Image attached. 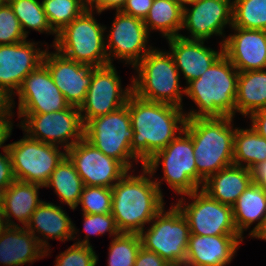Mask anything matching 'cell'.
Listing matches in <instances>:
<instances>
[{"instance_id": "cell-1", "label": "cell", "mask_w": 266, "mask_h": 266, "mask_svg": "<svg viewBox=\"0 0 266 266\" xmlns=\"http://www.w3.org/2000/svg\"><path fill=\"white\" fill-rule=\"evenodd\" d=\"M127 106L133 129L131 151L143 166L184 130L186 116L183 108L147 101L134 93L130 95Z\"/></svg>"}, {"instance_id": "cell-2", "label": "cell", "mask_w": 266, "mask_h": 266, "mask_svg": "<svg viewBox=\"0 0 266 266\" xmlns=\"http://www.w3.org/2000/svg\"><path fill=\"white\" fill-rule=\"evenodd\" d=\"M142 168L141 175L135 176L128 171L111 188V214L121 233L139 234L164 208V195L151 180L154 178L150 172L144 166Z\"/></svg>"}, {"instance_id": "cell-3", "label": "cell", "mask_w": 266, "mask_h": 266, "mask_svg": "<svg viewBox=\"0 0 266 266\" xmlns=\"http://www.w3.org/2000/svg\"><path fill=\"white\" fill-rule=\"evenodd\" d=\"M239 71L222 54L198 79L188 82L185 94L198 107L186 118L234 117Z\"/></svg>"}, {"instance_id": "cell-4", "label": "cell", "mask_w": 266, "mask_h": 266, "mask_svg": "<svg viewBox=\"0 0 266 266\" xmlns=\"http://www.w3.org/2000/svg\"><path fill=\"white\" fill-rule=\"evenodd\" d=\"M233 117L186 118L184 130L191 136L197 173L206 180L233 164Z\"/></svg>"}, {"instance_id": "cell-5", "label": "cell", "mask_w": 266, "mask_h": 266, "mask_svg": "<svg viewBox=\"0 0 266 266\" xmlns=\"http://www.w3.org/2000/svg\"><path fill=\"white\" fill-rule=\"evenodd\" d=\"M138 75L132 79L133 93L147 101L183 108L185 89L180 87V73L171 54L151 49L134 67Z\"/></svg>"}, {"instance_id": "cell-6", "label": "cell", "mask_w": 266, "mask_h": 266, "mask_svg": "<svg viewBox=\"0 0 266 266\" xmlns=\"http://www.w3.org/2000/svg\"><path fill=\"white\" fill-rule=\"evenodd\" d=\"M159 164H162L164 177L161 180L155 178L154 181L162 195L160 186L163 180L182 196L198 190L204 184L205 180L197 173L192 138L185 130L178 133L164 149L155 153L143 166L154 176Z\"/></svg>"}, {"instance_id": "cell-7", "label": "cell", "mask_w": 266, "mask_h": 266, "mask_svg": "<svg viewBox=\"0 0 266 266\" xmlns=\"http://www.w3.org/2000/svg\"><path fill=\"white\" fill-rule=\"evenodd\" d=\"M106 29L93 17V10L86 9L57 33L53 46L77 63L103 67L109 65L104 35Z\"/></svg>"}, {"instance_id": "cell-8", "label": "cell", "mask_w": 266, "mask_h": 266, "mask_svg": "<svg viewBox=\"0 0 266 266\" xmlns=\"http://www.w3.org/2000/svg\"><path fill=\"white\" fill-rule=\"evenodd\" d=\"M84 139L106 156L120 161L129 171L134 160L141 162L131 151L133 129L127 104L89 120L84 125Z\"/></svg>"}, {"instance_id": "cell-9", "label": "cell", "mask_w": 266, "mask_h": 266, "mask_svg": "<svg viewBox=\"0 0 266 266\" xmlns=\"http://www.w3.org/2000/svg\"><path fill=\"white\" fill-rule=\"evenodd\" d=\"M150 224L139 233L143 248L157 253L167 263L186 258L190 229L175 204L167 211L163 208Z\"/></svg>"}, {"instance_id": "cell-10", "label": "cell", "mask_w": 266, "mask_h": 266, "mask_svg": "<svg viewBox=\"0 0 266 266\" xmlns=\"http://www.w3.org/2000/svg\"><path fill=\"white\" fill-rule=\"evenodd\" d=\"M59 147L30 138L27 134L8 144L15 179L44 187L53 170L66 156V151L59 150Z\"/></svg>"}, {"instance_id": "cell-11", "label": "cell", "mask_w": 266, "mask_h": 266, "mask_svg": "<svg viewBox=\"0 0 266 266\" xmlns=\"http://www.w3.org/2000/svg\"><path fill=\"white\" fill-rule=\"evenodd\" d=\"M18 118L22 119L20 128L30 138L57 146L60 144L65 151L84 138V124L76 106L70 105L52 113L18 114Z\"/></svg>"}, {"instance_id": "cell-12", "label": "cell", "mask_w": 266, "mask_h": 266, "mask_svg": "<svg viewBox=\"0 0 266 266\" xmlns=\"http://www.w3.org/2000/svg\"><path fill=\"white\" fill-rule=\"evenodd\" d=\"M186 196L193 199L191 203H186L183 201L186 200L185 197H181L175 205L187 219L190 234L239 235L234 223L232 206L218 202L202 189Z\"/></svg>"}, {"instance_id": "cell-13", "label": "cell", "mask_w": 266, "mask_h": 266, "mask_svg": "<svg viewBox=\"0 0 266 266\" xmlns=\"http://www.w3.org/2000/svg\"><path fill=\"white\" fill-rule=\"evenodd\" d=\"M114 64L93 69V78L84 102L79 107L81 119L85 125L89 120L118 110L127 104L133 93L132 82L125 89L121 87Z\"/></svg>"}, {"instance_id": "cell-14", "label": "cell", "mask_w": 266, "mask_h": 266, "mask_svg": "<svg viewBox=\"0 0 266 266\" xmlns=\"http://www.w3.org/2000/svg\"><path fill=\"white\" fill-rule=\"evenodd\" d=\"M84 186L112 188L129 170L118 160L106 156L86 139L66 150Z\"/></svg>"}, {"instance_id": "cell-15", "label": "cell", "mask_w": 266, "mask_h": 266, "mask_svg": "<svg viewBox=\"0 0 266 266\" xmlns=\"http://www.w3.org/2000/svg\"><path fill=\"white\" fill-rule=\"evenodd\" d=\"M106 35L109 64L114 57L134 67L153 47L148 44L149 33L142 19L116 11L115 19Z\"/></svg>"}, {"instance_id": "cell-16", "label": "cell", "mask_w": 266, "mask_h": 266, "mask_svg": "<svg viewBox=\"0 0 266 266\" xmlns=\"http://www.w3.org/2000/svg\"><path fill=\"white\" fill-rule=\"evenodd\" d=\"M14 95L19 99L18 114L52 113L70 106L44 63L25 77Z\"/></svg>"}, {"instance_id": "cell-17", "label": "cell", "mask_w": 266, "mask_h": 266, "mask_svg": "<svg viewBox=\"0 0 266 266\" xmlns=\"http://www.w3.org/2000/svg\"><path fill=\"white\" fill-rule=\"evenodd\" d=\"M191 9L183 8V26L191 35L180 34L185 39L206 41L213 35L224 36L223 44L226 36L224 35V27L232 26L233 1L231 0H197L193 3Z\"/></svg>"}, {"instance_id": "cell-18", "label": "cell", "mask_w": 266, "mask_h": 266, "mask_svg": "<svg viewBox=\"0 0 266 266\" xmlns=\"http://www.w3.org/2000/svg\"><path fill=\"white\" fill-rule=\"evenodd\" d=\"M36 45L38 43L27 39L15 44L0 45V91L11 99V106L15 105L12 97L25 77L43 63L46 49L41 50Z\"/></svg>"}, {"instance_id": "cell-19", "label": "cell", "mask_w": 266, "mask_h": 266, "mask_svg": "<svg viewBox=\"0 0 266 266\" xmlns=\"http://www.w3.org/2000/svg\"><path fill=\"white\" fill-rule=\"evenodd\" d=\"M55 51L50 53L46 50L43 63L66 101L72 106L80 107L85 100L95 67L77 63Z\"/></svg>"}, {"instance_id": "cell-20", "label": "cell", "mask_w": 266, "mask_h": 266, "mask_svg": "<svg viewBox=\"0 0 266 266\" xmlns=\"http://www.w3.org/2000/svg\"><path fill=\"white\" fill-rule=\"evenodd\" d=\"M234 34L226 37L223 54L239 72L266 69V30L231 27Z\"/></svg>"}, {"instance_id": "cell-21", "label": "cell", "mask_w": 266, "mask_h": 266, "mask_svg": "<svg viewBox=\"0 0 266 266\" xmlns=\"http://www.w3.org/2000/svg\"><path fill=\"white\" fill-rule=\"evenodd\" d=\"M169 53L179 73L184 75L186 84L198 79L222 54L221 50L216 51L204 45L205 41L185 39L181 36L167 39Z\"/></svg>"}, {"instance_id": "cell-22", "label": "cell", "mask_w": 266, "mask_h": 266, "mask_svg": "<svg viewBox=\"0 0 266 266\" xmlns=\"http://www.w3.org/2000/svg\"><path fill=\"white\" fill-rule=\"evenodd\" d=\"M74 225L61 206L42 201L31 215L25 228L37 238L40 245L45 249V256H47L51 250L48 246V239H56L62 242L78 239L74 236L77 233V228ZM36 233H39L44 239L36 236Z\"/></svg>"}, {"instance_id": "cell-23", "label": "cell", "mask_w": 266, "mask_h": 266, "mask_svg": "<svg viewBox=\"0 0 266 266\" xmlns=\"http://www.w3.org/2000/svg\"><path fill=\"white\" fill-rule=\"evenodd\" d=\"M244 238L240 235H189L186 258L196 266H225L234 258Z\"/></svg>"}, {"instance_id": "cell-24", "label": "cell", "mask_w": 266, "mask_h": 266, "mask_svg": "<svg viewBox=\"0 0 266 266\" xmlns=\"http://www.w3.org/2000/svg\"><path fill=\"white\" fill-rule=\"evenodd\" d=\"M45 249L25 227L7 226L0 235V264L20 266L42 259Z\"/></svg>"}, {"instance_id": "cell-25", "label": "cell", "mask_w": 266, "mask_h": 266, "mask_svg": "<svg viewBox=\"0 0 266 266\" xmlns=\"http://www.w3.org/2000/svg\"><path fill=\"white\" fill-rule=\"evenodd\" d=\"M252 182V170L232 164L209 176L200 189L218 202L233 206Z\"/></svg>"}, {"instance_id": "cell-26", "label": "cell", "mask_w": 266, "mask_h": 266, "mask_svg": "<svg viewBox=\"0 0 266 266\" xmlns=\"http://www.w3.org/2000/svg\"><path fill=\"white\" fill-rule=\"evenodd\" d=\"M42 187L15 180L3 191L2 213L7 226H19L12 221V217L23 227L27 225L31 215L43 201L38 197V190Z\"/></svg>"}, {"instance_id": "cell-27", "label": "cell", "mask_w": 266, "mask_h": 266, "mask_svg": "<svg viewBox=\"0 0 266 266\" xmlns=\"http://www.w3.org/2000/svg\"><path fill=\"white\" fill-rule=\"evenodd\" d=\"M232 208L234 223L242 238L244 231L258 221L248 234L251 237L261 227L266 216V190L252 182L238 197Z\"/></svg>"}, {"instance_id": "cell-28", "label": "cell", "mask_w": 266, "mask_h": 266, "mask_svg": "<svg viewBox=\"0 0 266 266\" xmlns=\"http://www.w3.org/2000/svg\"><path fill=\"white\" fill-rule=\"evenodd\" d=\"M266 108V69L239 72L235 113L249 116Z\"/></svg>"}, {"instance_id": "cell-29", "label": "cell", "mask_w": 266, "mask_h": 266, "mask_svg": "<svg viewBox=\"0 0 266 266\" xmlns=\"http://www.w3.org/2000/svg\"><path fill=\"white\" fill-rule=\"evenodd\" d=\"M50 186L54 188L62 204L64 202L72 210L78 207L84 184L67 156L53 170L48 182L44 185L49 188Z\"/></svg>"}, {"instance_id": "cell-30", "label": "cell", "mask_w": 266, "mask_h": 266, "mask_svg": "<svg viewBox=\"0 0 266 266\" xmlns=\"http://www.w3.org/2000/svg\"><path fill=\"white\" fill-rule=\"evenodd\" d=\"M147 31H160L166 39L179 36L183 26V8L175 0H154L143 20Z\"/></svg>"}, {"instance_id": "cell-31", "label": "cell", "mask_w": 266, "mask_h": 266, "mask_svg": "<svg viewBox=\"0 0 266 266\" xmlns=\"http://www.w3.org/2000/svg\"><path fill=\"white\" fill-rule=\"evenodd\" d=\"M266 161V138L250 128H235L233 144V164L252 170ZM244 162V163H243Z\"/></svg>"}, {"instance_id": "cell-32", "label": "cell", "mask_w": 266, "mask_h": 266, "mask_svg": "<svg viewBox=\"0 0 266 266\" xmlns=\"http://www.w3.org/2000/svg\"><path fill=\"white\" fill-rule=\"evenodd\" d=\"M12 7L15 16L18 18L22 30L28 37L27 28L38 31L54 34L55 38L53 45L56 42L57 33L51 28L47 15L43 10L42 2L39 0H7Z\"/></svg>"}, {"instance_id": "cell-33", "label": "cell", "mask_w": 266, "mask_h": 266, "mask_svg": "<svg viewBox=\"0 0 266 266\" xmlns=\"http://www.w3.org/2000/svg\"><path fill=\"white\" fill-rule=\"evenodd\" d=\"M232 26L266 30V0H232Z\"/></svg>"}, {"instance_id": "cell-34", "label": "cell", "mask_w": 266, "mask_h": 266, "mask_svg": "<svg viewBox=\"0 0 266 266\" xmlns=\"http://www.w3.org/2000/svg\"><path fill=\"white\" fill-rule=\"evenodd\" d=\"M42 5L49 24L56 33L87 9L85 0H42Z\"/></svg>"}, {"instance_id": "cell-35", "label": "cell", "mask_w": 266, "mask_h": 266, "mask_svg": "<svg viewBox=\"0 0 266 266\" xmlns=\"http://www.w3.org/2000/svg\"><path fill=\"white\" fill-rule=\"evenodd\" d=\"M141 247L139 234L120 233L113 237L109 245L108 266H134Z\"/></svg>"}, {"instance_id": "cell-36", "label": "cell", "mask_w": 266, "mask_h": 266, "mask_svg": "<svg viewBox=\"0 0 266 266\" xmlns=\"http://www.w3.org/2000/svg\"><path fill=\"white\" fill-rule=\"evenodd\" d=\"M79 204L85 214H109L112 211L111 188L84 186Z\"/></svg>"}, {"instance_id": "cell-37", "label": "cell", "mask_w": 266, "mask_h": 266, "mask_svg": "<svg viewBox=\"0 0 266 266\" xmlns=\"http://www.w3.org/2000/svg\"><path fill=\"white\" fill-rule=\"evenodd\" d=\"M18 18L6 1L0 5V45H10L26 40Z\"/></svg>"}, {"instance_id": "cell-38", "label": "cell", "mask_w": 266, "mask_h": 266, "mask_svg": "<svg viewBox=\"0 0 266 266\" xmlns=\"http://www.w3.org/2000/svg\"><path fill=\"white\" fill-rule=\"evenodd\" d=\"M83 214L84 223L83 231L86 232L85 239L82 241L75 242L76 244L90 246L89 236L92 235H103L105 232H109V236L115 237L121 232L119 231L115 218L111 213L109 214Z\"/></svg>"}, {"instance_id": "cell-39", "label": "cell", "mask_w": 266, "mask_h": 266, "mask_svg": "<svg viewBox=\"0 0 266 266\" xmlns=\"http://www.w3.org/2000/svg\"><path fill=\"white\" fill-rule=\"evenodd\" d=\"M98 256L92 245L74 243L56 257L55 266H96Z\"/></svg>"}, {"instance_id": "cell-40", "label": "cell", "mask_w": 266, "mask_h": 266, "mask_svg": "<svg viewBox=\"0 0 266 266\" xmlns=\"http://www.w3.org/2000/svg\"><path fill=\"white\" fill-rule=\"evenodd\" d=\"M154 0H126L121 12L144 20Z\"/></svg>"}, {"instance_id": "cell-41", "label": "cell", "mask_w": 266, "mask_h": 266, "mask_svg": "<svg viewBox=\"0 0 266 266\" xmlns=\"http://www.w3.org/2000/svg\"><path fill=\"white\" fill-rule=\"evenodd\" d=\"M0 154V190L4 191L16 179L13 173L11 157L8 149Z\"/></svg>"}, {"instance_id": "cell-42", "label": "cell", "mask_w": 266, "mask_h": 266, "mask_svg": "<svg viewBox=\"0 0 266 266\" xmlns=\"http://www.w3.org/2000/svg\"><path fill=\"white\" fill-rule=\"evenodd\" d=\"M167 264L157 253L141 247L134 266H167Z\"/></svg>"}, {"instance_id": "cell-43", "label": "cell", "mask_w": 266, "mask_h": 266, "mask_svg": "<svg viewBox=\"0 0 266 266\" xmlns=\"http://www.w3.org/2000/svg\"><path fill=\"white\" fill-rule=\"evenodd\" d=\"M126 0H87V9L96 10L98 14L108 9L120 11Z\"/></svg>"}, {"instance_id": "cell-44", "label": "cell", "mask_w": 266, "mask_h": 266, "mask_svg": "<svg viewBox=\"0 0 266 266\" xmlns=\"http://www.w3.org/2000/svg\"><path fill=\"white\" fill-rule=\"evenodd\" d=\"M251 127L263 138H266V108L257 110L250 114Z\"/></svg>"}, {"instance_id": "cell-45", "label": "cell", "mask_w": 266, "mask_h": 266, "mask_svg": "<svg viewBox=\"0 0 266 266\" xmlns=\"http://www.w3.org/2000/svg\"><path fill=\"white\" fill-rule=\"evenodd\" d=\"M11 118H0V148L4 150L8 149V144L4 146L3 144L11 136L13 123Z\"/></svg>"}, {"instance_id": "cell-46", "label": "cell", "mask_w": 266, "mask_h": 266, "mask_svg": "<svg viewBox=\"0 0 266 266\" xmlns=\"http://www.w3.org/2000/svg\"><path fill=\"white\" fill-rule=\"evenodd\" d=\"M253 182L266 190V161L259 163L252 169Z\"/></svg>"}, {"instance_id": "cell-47", "label": "cell", "mask_w": 266, "mask_h": 266, "mask_svg": "<svg viewBox=\"0 0 266 266\" xmlns=\"http://www.w3.org/2000/svg\"><path fill=\"white\" fill-rule=\"evenodd\" d=\"M12 109L11 99L0 91V118H10L13 115Z\"/></svg>"}, {"instance_id": "cell-48", "label": "cell", "mask_w": 266, "mask_h": 266, "mask_svg": "<svg viewBox=\"0 0 266 266\" xmlns=\"http://www.w3.org/2000/svg\"><path fill=\"white\" fill-rule=\"evenodd\" d=\"M251 237L266 241V216L261 227Z\"/></svg>"}, {"instance_id": "cell-49", "label": "cell", "mask_w": 266, "mask_h": 266, "mask_svg": "<svg viewBox=\"0 0 266 266\" xmlns=\"http://www.w3.org/2000/svg\"><path fill=\"white\" fill-rule=\"evenodd\" d=\"M167 266H196V265H194V263L191 260L185 258V259L176 260L174 262H169Z\"/></svg>"}, {"instance_id": "cell-50", "label": "cell", "mask_w": 266, "mask_h": 266, "mask_svg": "<svg viewBox=\"0 0 266 266\" xmlns=\"http://www.w3.org/2000/svg\"><path fill=\"white\" fill-rule=\"evenodd\" d=\"M7 227L2 211H0V235L2 231Z\"/></svg>"}, {"instance_id": "cell-51", "label": "cell", "mask_w": 266, "mask_h": 266, "mask_svg": "<svg viewBox=\"0 0 266 266\" xmlns=\"http://www.w3.org/2000/svg\"><path fill=\"white\" fill-rule=\"evenodd\" d=\"M182 8L186 7V5H190L191 3L197 0H175Z\"/></svg>"}, {"instance_id": "cell-52", "label": "cell", "mask_w": 266, "mask_h": 266, "mask_svg": "<svg viewBox=\"0 0 266 266\" xmlns=\"http://www.w3.org/2000/svg\"><path fill=\"white\" fill-rule=\"evenodd\" d=\"M3 191L0 190V211H2Z\"/></svg>"}, {"instance_id": "cell-53", "label": "cell", "mask_w": 266, "mask_h": 266, "mask_svg": "<svg viewBox=\"0 0 266 266\" xmlns=\"http://www.w3.org/2000/svg\"><path fill=\"white\" fill-rule=\"evenodd\" d=\"M7 0H0V5L4 4Z\"/></svg>"}]
</instances>
